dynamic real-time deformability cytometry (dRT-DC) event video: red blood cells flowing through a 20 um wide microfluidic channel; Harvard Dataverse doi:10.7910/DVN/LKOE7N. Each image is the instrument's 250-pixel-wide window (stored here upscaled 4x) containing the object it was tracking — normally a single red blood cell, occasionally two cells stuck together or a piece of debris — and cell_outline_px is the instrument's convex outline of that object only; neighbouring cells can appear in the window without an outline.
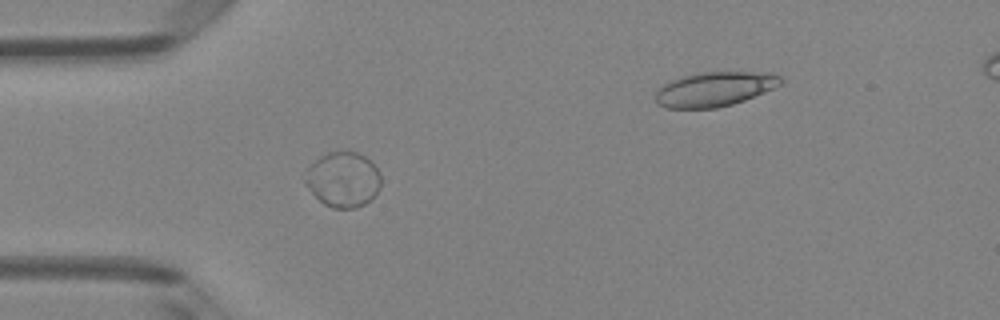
{"species": "Egyptian fruit bat (a non-hibernating species)", "species_latin": "Rousettus aegyptiacus", "temperature_condition": "room temperature", "stored_images_in_passage": 4, "camera_frame_rate_fps": 3000, "um_per_image_px": 0.085, "animal": {"sex": "female"}, "frame": {"image": 1, "passage_image": 3, "time_ms": 0.667, "image_size_px": [1000, 320], "cell_outline_px": [[380, 188], [372, 200], [356, 208], [332, 208], [324, 204], [308, 188], [304, 180], [308, 168], [320, 156], [328, 152], [356, 152], [364, 156], [376, 168], [380, 176]], "centroid_in_image_um": [29.17, 15.28], "position_along_channel_um": 55.8, "area_um2": 24.1}}